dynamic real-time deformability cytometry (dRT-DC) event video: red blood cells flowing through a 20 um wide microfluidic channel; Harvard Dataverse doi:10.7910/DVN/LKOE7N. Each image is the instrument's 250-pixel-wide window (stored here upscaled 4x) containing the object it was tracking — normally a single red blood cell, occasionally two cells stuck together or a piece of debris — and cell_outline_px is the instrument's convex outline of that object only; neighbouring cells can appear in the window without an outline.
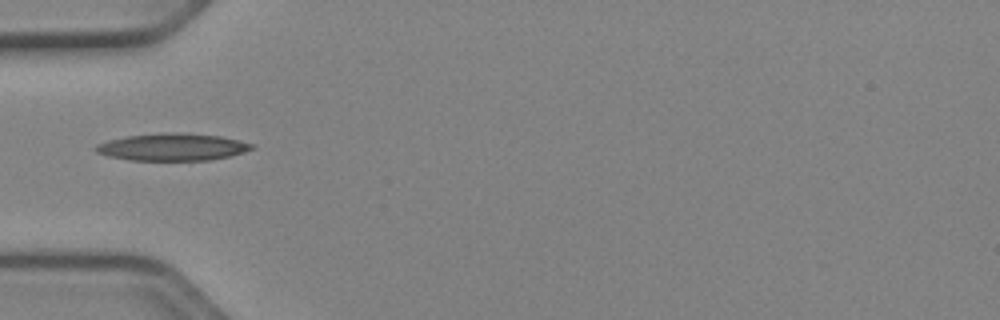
{"species": "Egyptian fruit bat (a non-hibernating species)", "species_latin": "Rousettus aegyptiacus", "temperature_condition": "cold", "stored_images_in_passage": 35, "camera_frame_rate_fps": 3000, "um_per_image_px": 0.085, "animal": {"sex": "female"}, "frame": {"image": 1, "passage_image": 1, "time_ms": 0.0, "image_size_px": [1000, 320], "cell_outline_px": [[256, 148], [244, 152], [228, 156], [208, 160], [128, 160], [108, 156], [96, 152], [92, 148], [96, 144], [108, 140], [128, 136], [160, 132], [184, 132], [220, 136], [252, 144]], "centroid_in_image_um": [14.6, 12.49], "position_along_channel_um": 70.4, "area_um2": 24.85}}
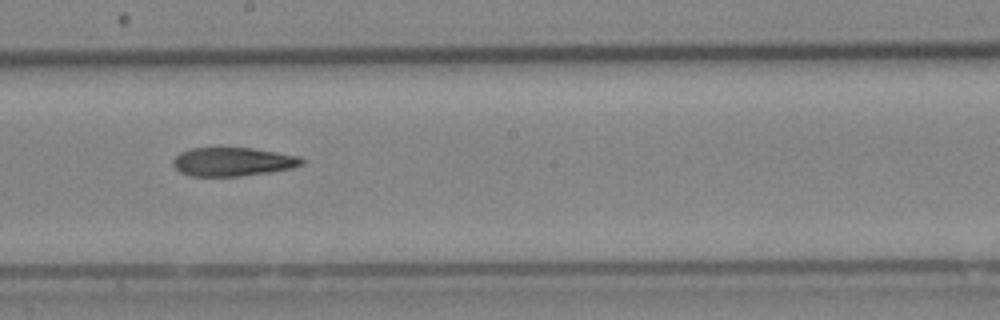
{"frame": {"image": 2, "passage_image": 13, "time_ms": 4.0, "image_size_px": [1000, 320], "cell_outline_px": [[304, 164], [292, 168], [268, 172], [240, 176], [192, 176], [180, 172], [172, 164], [172, 160], [180, 152], [192, 148], [252, 148], [300, 156], [304, 160]], "centroid_in_image_um": [19.79, 13.75], "position_along_channel_um": 228.4, "area_um2": 21.44}}
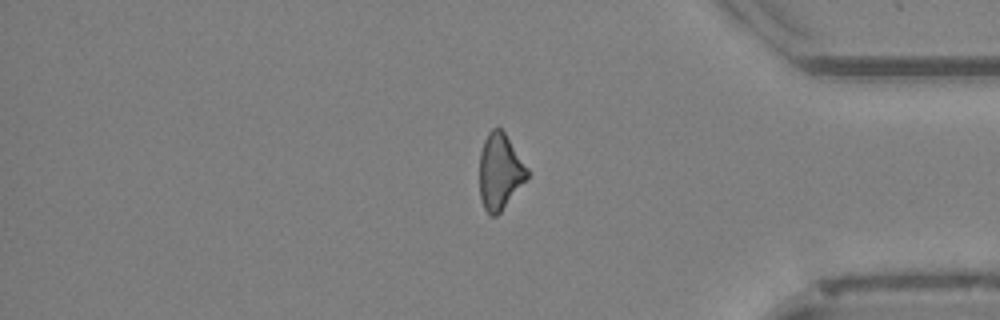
{"frame": {"image": 3, "passage_image": 27, "time_ms": 8.667, "image_size_px": [1000, 320], "cell_outline_px": [[528, 176], [500, 212], [496, 216], [492, 216], [484, 208], [480, 196], [480, 152], [484, 140], [488, 132], [492, 128], [500, 128], [504, 132], [528, 168]], "centroid_in_image_um": [42.47, 14.56], "position_along_channel_um": 392.7, "area_um2": 20.69}}